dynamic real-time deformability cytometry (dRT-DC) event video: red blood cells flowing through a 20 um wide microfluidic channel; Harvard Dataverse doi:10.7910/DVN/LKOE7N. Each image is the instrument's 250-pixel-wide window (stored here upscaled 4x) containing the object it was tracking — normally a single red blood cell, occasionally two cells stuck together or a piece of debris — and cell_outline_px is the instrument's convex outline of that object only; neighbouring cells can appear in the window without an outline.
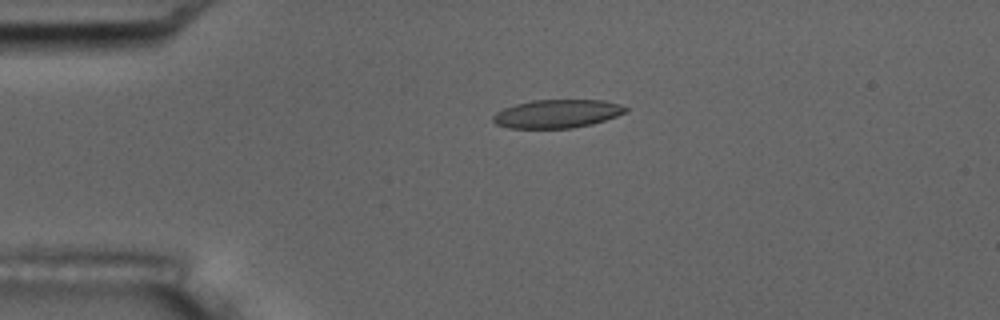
{"species": "common noctule bat (a hibernating species)", "species_latin": "Nyctalus noctula", "temperature_condition": "room temperature", "stored_images_in_passage": 5, "camera_frame_rate_fps": 3000, "um_per_image_px": 0.085, "animal": {"sex": "male", "body_mass_g": 17.5, "forearm_length_mm": 52.3}, "frame": {"image": 1, "passage_image": 3, "time_ms": 2.667, "image_size_px": [1000, 320], "cell_outline_px": [[628, 108], [624, 112], [616, 116], [592, 124], [572, 128], [508, 128], [496, 124], [492, 120], [492, 116], [496, 112], [504, 108], [516, 104], [532, 100], [604, 100], [620, 104]], "centroid_in_image_um": [47.33, 9.67], "position_along_channel_um": 37.7, "area_um2": 21.85}}